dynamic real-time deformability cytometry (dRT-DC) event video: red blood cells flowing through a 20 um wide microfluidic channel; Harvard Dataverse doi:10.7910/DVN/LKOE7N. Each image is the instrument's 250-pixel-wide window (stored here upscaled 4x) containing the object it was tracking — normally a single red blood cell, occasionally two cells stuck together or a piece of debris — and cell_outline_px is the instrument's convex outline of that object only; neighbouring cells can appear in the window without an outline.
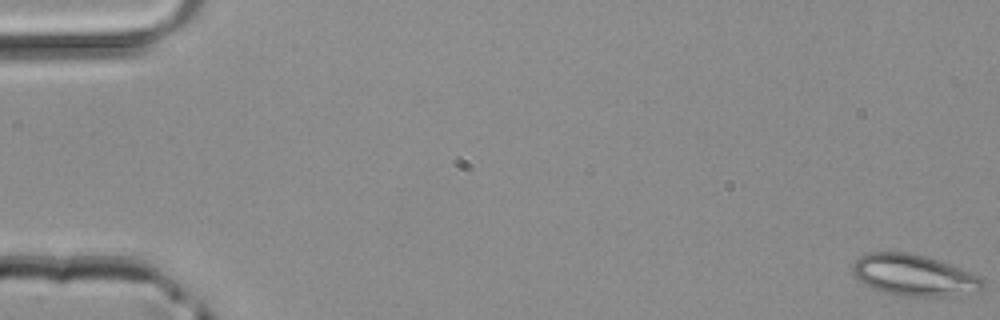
{"species": "common noctule bat (a hibernating species)", "species_latin": "Nyctalus noctula", "temperature_condition": "room temperature", "stored_images_in_passage": 48, "camera_frame_rate_fps": 3000, "um_per_image_px": 0.085, "animal": {"sex": "male", "body_mass_g": 20.4}, "frame": {"image": 1, "passage_image": 1, "time_ms": 0.0, "image_size_px": [1000, 320], "cell_outline_px": [[984, 288], [980, 292], [956, 296], [900, 296], [884, 292], [860, 280], [852, 272], [852, 264], [860, 256], [868, 252], [908, 252], [924, 256], [948, 264], [980, 276], [984, 280]], "centroid_in_image_um": [77.74, 23.4], "position_along_channel_um": 7.3, "area_um2": 31.21}}
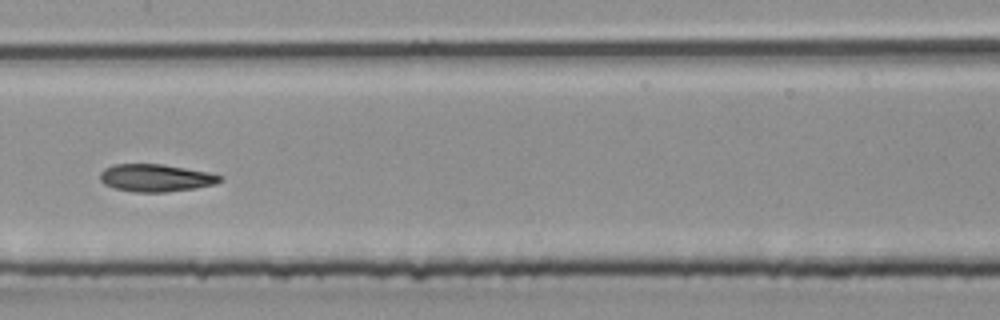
{"frame": {"image": 2, "passage_image": 25, "time_ms": 8.0, "image_size_px": [1000, 320], "cell_outline_px": [[224, 180], [216, 184], [168, 192], [136, 192], [112, 188], [104, 184], [100, 180], [100, 172], [104, 168], [112, 164], [160, 164], [208, 172], [224, 176]], "centroid_in_image_um": [13.23, 15.12], "position_along_channel_um": 194.2, "area_um2": 19.31}}
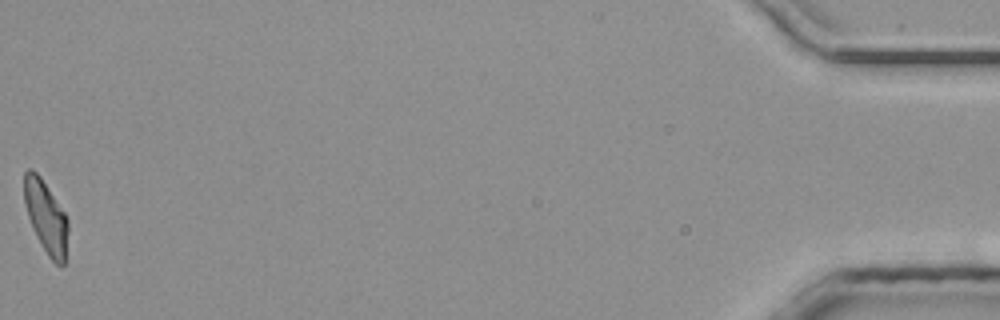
{"frame": {"image": 3, "passage_image": 48, "time_ms": 15.667, "image_size_px": [1000, 320], "cell_outline_px": [[68, 232], [64, 264], [56, 264], [48, 256], [40, 244], [32, 228], [24, 204], [24, 172], [28, 168], [32, 168], [40, 176], [64, 212], [68, 220]], "centroid_in_image_um": [3.89, 18.43], "position_along_channel_um": 431.3, "area_um2": 18.44}}